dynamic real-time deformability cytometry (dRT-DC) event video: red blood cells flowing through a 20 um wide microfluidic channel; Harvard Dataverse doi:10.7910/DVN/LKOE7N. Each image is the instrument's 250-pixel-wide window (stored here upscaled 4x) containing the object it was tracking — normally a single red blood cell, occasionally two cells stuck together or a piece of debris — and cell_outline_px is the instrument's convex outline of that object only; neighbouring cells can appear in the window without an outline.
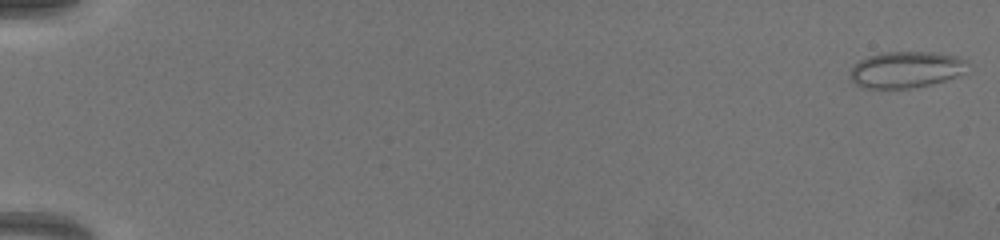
{"species": "common noctule bat (a hibernating species)", "species_latin": "Nyctalus noctula", "temperature_condition": "warm", "stored_images_in_passage": 67, "camera_frame_rate_fps": 3000, "um_per_image_px": 0.085, "animal": {"sex": "female", "body_mass_g": 19.5, "forearm_length_mm": 54.1}, "frame": {"image": 1, "passage_image": 1, "time_ms": 0.0, "image_size_px": [1000, 240], "cell_outline_px": [[968, 60], [964, 72], [956, 76], [944, 80], [928, 84], [908, 88], [864, 88], [856, 84], [848, 76], [852, 68], [860, 60], [868, 56], [884, 52], [932, 52], [956, 56]], "centroid_in_image_um": [76.98, 5.91], "position_along_channel_um": 8.0, "area_um2": 24.62}}
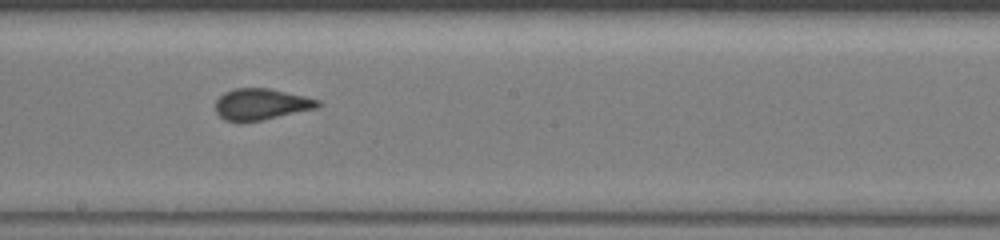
{"frame": {"image": 2, "passage_image": 40, "time_ms": 13.0, "image_size_px": [1000, 240], "cell_outline_px": [[320, 104], [316, 108], [260, 120], [224, 120], [216, 112], [216, 100], [224, 92], [236, 88], [268, 88], [320, 100]], "centroid_in_image_um": [22.17, 8.84], "position_along_channel_um": 226.0, "area_um2": 18.09}}
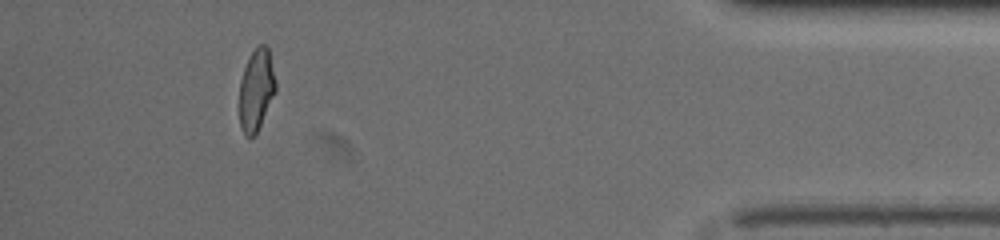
{"frame": {"image": 3, "passage_image": 62, "time_ms": 20.333, "image_size_px": [1000, 240], "cell_outline_px": [[276, 92], [256, 132], [252, 136], [244, 136], [240, 124], [240, 80], [244, 68], [252, 52], [260, 44], [264, 44], [268, 48], [276, 80]], "centroid_in_image_um": [21.79, 7.62], "position_along_channel_um": 413.4, "area_um2": 16.99}}